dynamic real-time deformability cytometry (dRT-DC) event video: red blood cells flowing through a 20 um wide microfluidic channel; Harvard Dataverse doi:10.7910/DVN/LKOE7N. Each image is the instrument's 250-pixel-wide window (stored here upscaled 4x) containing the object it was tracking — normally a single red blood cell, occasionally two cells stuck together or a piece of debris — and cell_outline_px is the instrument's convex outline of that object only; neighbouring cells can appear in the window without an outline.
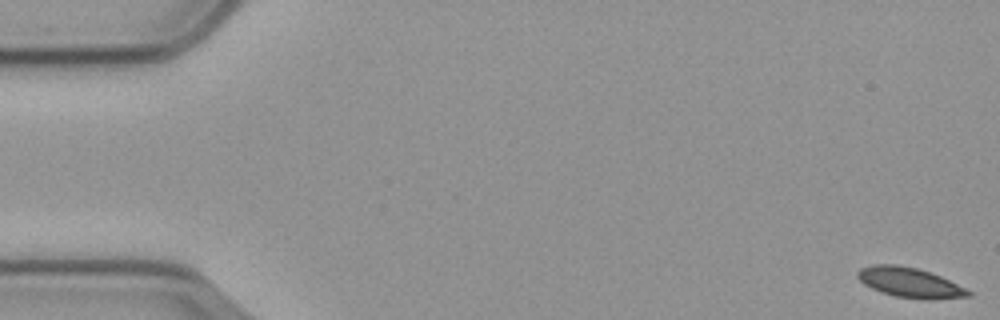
{"species": "common noctule bat (a hibernating species)", "species_latin": "Nyctalus noctula", "temperature_condition": "cold", "stored_images_in_passage": 58, "camera_frame_rate_fps": 3000, "um_per_image_px": 0.085, "animal": {"sex": "male", "body_mass_g": 23.1, "forearm_length_mm": 52.7}, "frame": {"image": 1, "passage_image": 1, "time_ms": 0.0, "image_size_px": [1000, 320], "cell_outline_px": [[972, 296], [896, 296], [880, 292], [864, 284], [856, 276], [856, 272], [860, 268], [872, 264], [896, 264], [916, 268], [940, 276], [972, 292]], "centroid_in_image_um": [77.18, 23.94], "position_along_channel_um": 7.8, "area_um2": 18.09}}
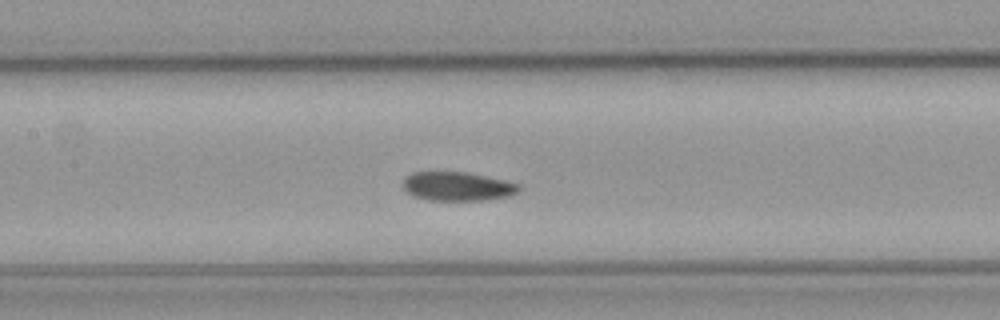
{"frame": {"image": 2, "passage_image": 27, "time_ms": 8.667, "image_size_px": [1000, 320], "cell_outline_px": [[520, 188], [516, 192], [508, 196], [480, 200], [428, 200], [412, 196], [404, 188], [404, 180], [412, 172], [464, 172], [504, 180], [520, 184]], "centroid_in_image_um": [38.86, 15.84], "position_along_channel_um": 168.5, "area_um2": 19.19}}
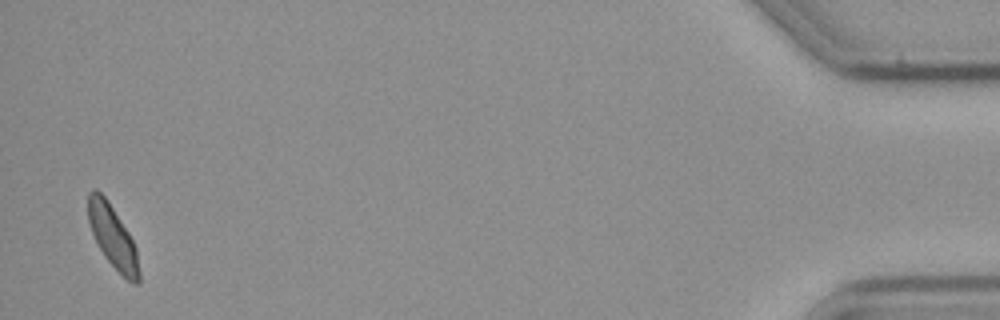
{"frame": {"image": 3, "passage_image": 57, "time_ms": 18.667, "image_size_px": [1000, 320], "cell_outline_px": [[140, 284], [132, 284], [104, 256], [92, 232], [88, 220], [88, 192], [92, 188], [96, 188], [108, 200], [128, 232], [136, 248], [140, 272]], "centroid_in_image_um": [9.59, 20.11], "position_along_channel_um": 425.6, "area_um2": 18.38}, "authors_computed_cell_mechanics": {"area_um2": 19.6231, "velocity_mm_per_s": 3.5275, "shape_relaxation_time_tau1_ms": 4.3331, "shape_relaxation_time_tau2_ms": 3.1266, "deformation_change_tau1": 0.0763, "deformation_change_tau2": 0.0625}}